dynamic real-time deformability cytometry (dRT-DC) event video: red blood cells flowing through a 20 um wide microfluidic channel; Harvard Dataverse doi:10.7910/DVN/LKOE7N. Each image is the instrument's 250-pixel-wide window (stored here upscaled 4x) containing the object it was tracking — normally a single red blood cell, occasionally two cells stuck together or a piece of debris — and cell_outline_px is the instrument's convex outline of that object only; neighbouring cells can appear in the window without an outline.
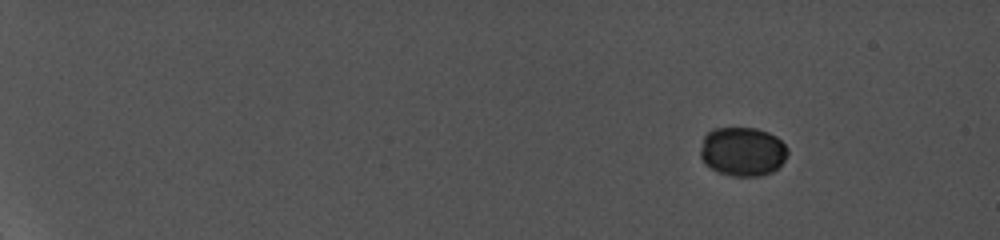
{"species": "common noctule bat (a hibernating species)", "species_latin": "Nyctalus noctula", "temperature_condition": "cold", "stored_images_in_passage": 62, "camera_frame_rate_fps": 5000, "um_per_image_px": 0.085, "animal": {"sex": "female", "body_mass_g": 19.0, "forearm_length_mm": 56.7}, "frame": {"image": 1, "passage_image": 1, "time_ms": 0.0, "image_size_px": [1000, 240], "cell_outline_px": [[788, 152], [784, 160], [772, 172], [760, 176], [732, 176], [716, 172], [704, 164], [700, 156], [700, 148], [704, 136], [712, 128], [756, 128], [768, 132], [776, 136], [788, 148]], "centroid_in_image_um": [63.09, 12.88], "position_along_channel_um": 21.9, "area_um2": 25.14}}
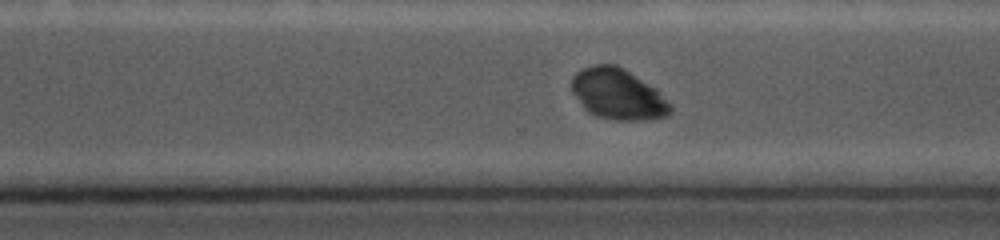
{"frame": {"image": 2, "passage_image": 51, "time_ms": 12.6, "image_size_px": [1000, 240], "cell_outline_px": [[672, 112], [668, 116], [644, 120], [616, 120], [596, 116], [588, 112], [584, 108], [572, 92], [572, 76], [576, 72], [592, 64], [616, 64], [624, 68], [656, 88], [672, 104]], "centroid_in_image_um": [52.54, 8.0], "position_along_channel_um": 318.1, "area_um2": 29.48}}
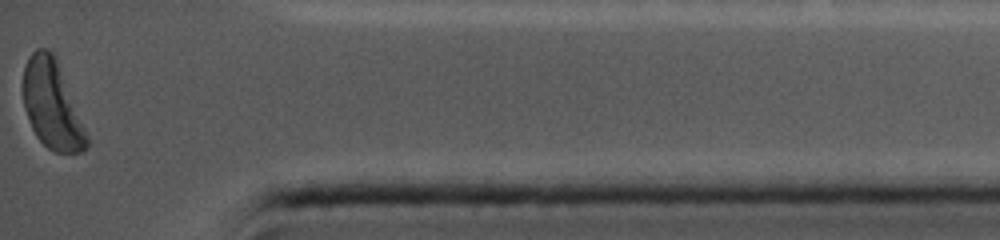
{"frame": {"image": 3, "passage_image": 62, "time_ms": 15.8, "image_size_px": [1000, 240], "cell_outline_px": [[88, 144], [80, 152], [56, 152], [48, 148], [36, 136], [32, 128], [24, 108], [24, 64], [28, 56], [36, 48], [48, 48], [56, 56], [88, 136]], "centroid_in_image_um": [4.41, 8.86], "position_along_channel_um": 430.8, "area_um2": 32.43}, "authors_computed_cell_mechanics": {"area_um2": 29.478, "velocity_mm_per_s": 3.8013, "shape_relaxation_time_tau1_ms": 3.1695, "shape_relaxation_time_tau2_ms": null, "deformation_change_tau1": 0.1094, "deformation_change_tau2": null}}